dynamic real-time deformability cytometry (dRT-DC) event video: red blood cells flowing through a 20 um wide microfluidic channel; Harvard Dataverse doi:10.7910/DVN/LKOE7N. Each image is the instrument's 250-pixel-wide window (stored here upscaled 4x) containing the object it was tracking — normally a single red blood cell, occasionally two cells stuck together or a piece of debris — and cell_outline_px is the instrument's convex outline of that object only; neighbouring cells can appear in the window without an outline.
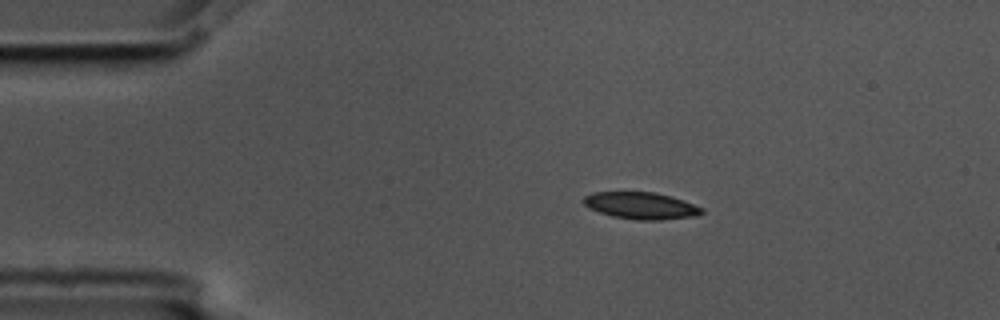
{"species": "common noctule bat (a hibernating species)", "species_latin": "Nyctalus noctula", "temperature_condition": "cold", "stored_images_in_passage": 4, "segment_of_instrument_passage": [1, 2], "camera_frame_rate_fps": 3000, "um_per_image_px": 0.085, "animal": {"sex": "male", "body_mass_g": 17.5, "forearm_length_mm": 52.3}, "frame": {"image": 1, "passage_image": 1, "time_ms": 0.0, "image_size_px": [1000, 320], "cell_outline_px": [[704, 212], [696, 216], [660, 220], [636, 220], [612, 216], [588, 208], [584, 204], [584, 196], [592, 192], [652, 192], [672, 196], [684, 200], [704, 208]], "centroid_in_image_um": [54.51, 17.48], "position_along_channel_um": 30.5, "area_um2": 18.61}}